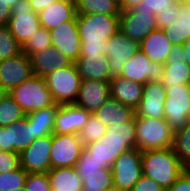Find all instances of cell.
Returning <instances> with one entry per match:
<instances>
[{
    "label": "cell",
    "instance_id": "cell-19",
    "mask_svg": "<svg viewBox=\"0 0 190 191\" xmlns=\"http://www.w3.org/2000/svg\"><path fill=\"white\" fill-rule=\"evenodd\" d=\"M166 88L162 82H147L143 85V94L135 109L139 118H164Z\"/></svg>",
    "mask_w": 190,
    "mask_h": 191
},
{
    "label": "cell",
    "instance_id": "cell-38",
    "mask_svg": "<svg viewBox=\"0 0 190 191\" xmlns=\"http://www.w3.org/2000/svg\"><path fill=\"white\" fill-rule=\"evenodd\" d=\"M28 173L22 168L0 173V191H15L24 188Z\"/></svg>",
    "mask_w": 190,
    "mask_h": 191
},
{
    "label": "cell",
    "instance_id": "cell-18",
    "mask_svg": "<svg viewBox=\"0 0 190 191\" xmlns=\"http://www.w3.org/2000/svg\"><path fill=\"white\" fill-rule=\"evenodd\" d=\"M91 114L75 104L60 105L55 116L53 134L79 135Z\"/></svg>",
    "mask_w": 190,
    "mask_h": 191
},
{
    "label": "cell",
    "instance_id": "cell-48",
    "mask_svg": "<svg viewBox=\"0 0 190 191\" xmlns=\"http://www.w3.org/2000/svg\"><path fill=\"white\" fill-rule=\"evenodd\" d=\"M57 1L58 0H29L32 10L35 13H39Z\"/></svg>",
    "mask_w": 190,
    "mask_h": 191
},
{
    "label": "cell",
    "instance_id": "cell-33",
    "mask_svg": "<svg viewBox=\"0 0 190 191\" xmlns=\"http://www.w3.org/2000/svg\"><path fill=\"white\" fill-rule=\"evenodd\" d=\"M172 149L181 164L190 169V122L173 133Z\"/></svg>",
    "mask_w": 190,
    "mask_h": 191
},
{
    "label": "cell",
    "instance_id": "cell-27",
    "mask_svg": "<svg viewBox=\"0 0 190 191\" xmlns=\"http://www.w3.org/2000/svg\"><path fill=\"white\" fill-rule=\"evenodd\" d=\"M94 114L108 128L131 120L135 110L110 97Z\"/></svg>",
    "mask_w": 190,
    "mask_h": 191
},
{
    "label": "cell",
    "instance_id": "cell-5",
    "mask_svg": "<svg viewBox=\"0 0 190 191\" xmlns=\"http://www.w3.org/2000/svg\"><path fill=\"white\" fill-rule=\"evenodd\" d=\"M81 43L108 41L119 31L120 16L104 14L76 15Z\"/></svg>",
    "mask_w": 190,
    "mask_h": 191
},
{
    "label": "cell",
    "instance_id": "cell-55",
    "mask_svg": "<svg viewBox=\"0 0 190 191\" xmlns=\"http://www.w3.org/2000/svg\"><path fill=\"white\" fill-rule=\"evenodd\" d=\"M187 86H188V89H189V91H190V81H189V83L187 84Z\"/></svg>",
    "mask_w": 190,
    "mask_h": 191
},
{
    "label": "cell",
    "instance_id": "cell-22",
    "mask_svg": "<svg viewBox=\"0 0 190 191\" xmlns=\"http://www.w3.org/2000/svg\"><path fill=\"white\" fill-rule=\"evenodd\" d=\"M33 75L44 77L73 64V62L55 47L50 46L30 56Z\"/></svg>",
    "mask_w": 190,
    "mask_h": 191
},
{
    "label": "cell",
    "instance_id": "cell-35",
    "mask_svg": "<svg viewBox=\"0 0 190 191\" xmlns=\"http://www.w3.org/2000/svg\"><path fill=\"white\" fill-rule=\"evenodd\" d=\"M107 129L108 128L98 119V117L92 113L88 122L83 126L79 133V137L85 146L86 144L103 137Z\"/></svg>",
    "mask_w": 190,
    "mask_h": 191
},
{
    "label": "cell",
    "instance_id": "cell-53",
    "mask_svg": "<svg viewBox=\"0 0 190 191\" xmlns=\"http://www.w3.org/2000/svg\"><path fill=\"white\" fill-rule=\"evenodd\" d=\"M172 2L179 3V4H184V3H189L190 0H172Z\"/></svg>",
    "mask_w": 190,
    "mask_h": 191
},
{
    "label": "cell",
    "instance_id": "cell-44",
    "mask_svg": "<svg viewBox=\"0 0 190 191\" xmlns=\"http://www.w3.org/2000/svg\"><path fill=\"white\" fill-rule=\"evenodd\" d=\"M108 41H101V43H81L80 56H89L94 54L107 53Z\"/></svg>",
    "mask_w": 190,
    "mask_h": 191
},
{
    "label": "cell",
    "instance_id": "cell-23",
    "mask_svg": "<svg viewBox=\"0 0 190 191\" xmlns=\"http://www.w3.org/2000/svg\"><path fill=\"white\" fill-rule=\"evenodd\" d=\"M108 57L104 54L79 56L74 62L82 80L108 81L112 79L109 72Z\"/></svg>",
    "mask_w": 190,
    "mask_h": 191
},
{
    "label": "cell",
    "instance_id": "cell-43",
    "mask_svg": "<svg viewBox=\"0 0 190 191\" xmlns=\"http://www.w3.org/2000/svg\"><path fill=\"white\" fill-rule=\"evenodd\" d=\"M171 2L172 0H142L140 5H137L131 10H146L152 15H155L162 9L164 10V8H166Z\"/></svg>",
    "mask_w": 190,
    "mask_h": 191
},
{
    "label": "cell",
    "instance_id": "cell-30",
    "mask_svg": "<svg viewBox=\"0 0 190 191\" xmlns=\"http://www.w3.org/2000/svg\"><path fill=\"white\" fill-rule=\"evenodd\" d=\"M59 106V104L54 103L52 106L33 111L26 115L28 121L33 123L35 138L53 134L55 116Z\"/></svg>",
    "mask_w": 190,
    "mask_h": 191
},
{
    "label": "cell",
    "instance_id": "cell-11",
    "mask_svg": "<svg viewBox=\"0 0 190 191\" xmlns=\"http://www.w3.org/2000/svg\"><path fill=\"white\" fill-rule=\"evenodd\" d=\"M163 74L164 65L151 61L139 50L125 62L120 76L144 85L147 82H161Z\"/></svg>",
    "mask_w": 190,
    "mask_h": 191
},
{
    "label": "cell",
    "instance_id": "cell-50",
    "mask_svg": "<svg viewBox=\"0 0 190 191\" xmlns=\"http://www.w3.org/2000/svg\"><path fill=\"white\" fill-rule=\"evenodd\" d=\"M184 61L190 66V40L182 45Z\"/></svg>",
    "mask_w": 190,
    "mask_h": 191
},
{
    "label": "cell",
    "instance_id": "cell-21",
    "mask_svg": "<svg viewBox=\"0 0 190 191\" xmlns=\"http://www.w3.org/2000/svg\"><path fill=\"white\" fill-rule=\"evenodd\" d=\"M182 45H174L164 64L162 83L165 88L188 84L190 81V66L184 61Z\"/></svg>",
    "mask_w": 190,
    "mask_h": 191
},
{
    "label": "cell",
    "instance_id": "cell-12",
    "mask_svg": "<svg viewBox=\"0 0 190 191\" xmlns=\"http://www.w3.org/2000/svg\"><path fill=\"white\" fill-rule=\"evenodd\" d=\"M52 134L36 138L20 155V166L27 173H48L51 170Z\"/></svg>",
    "mask_w": 190,
    "mask_h": 191
},
{
    "label": "cell",
    "instance_id": "cell-51",
    "mask_svg": "<svg viewBox=\"0 0 190 191\" xmlns=\"http://www.w3.org/2000/svg\"><path fill=\"white\" fill-rule=\"evenodd\" d=\"M7 94L8 92L0 85V103Z\"/></svg>",
    "mask_w": 190,
    "mask_h": 191
},
{
    "label": "cell",
    "instance_id": "cell-47",
    "mask_svg": "<svg viewBox=\"0 0 190 191\" xmlns=\"http://www.w3.org/2000/svg\"><path fill=\"white\" fill-rule=\"evenodd\" d=\"M12 16V8L4 0H0V26H7Z\"/></svg>",
    "mask_w": 190,
    "mask_h": 191
},
{
    "label": "cell",
    "instance_id": "cell-34",
    "mask_svg": "<svg viewBox=\"0 0 190 191\" xmlns=\"http://www.w3.org/2000/svg\"><path fill=\"white\" fill-rule=\"evenodd\" d=\"M25 116L19 104L7 94L0 103V126H9Z\"/></svg>",
    "mask_w": 190,
    "mask_h": 191
},
{
    "label": "cell",
    "instance_id": "cell-14",
    "mask_svg": "<svg viewBox=\"0 0 190 191\" xmlns=\"http://www.w3.org/2000/svg\"><path fill=\"white\" fill-rule=\"evenodd\" d=\"M106 56L112 78L120 76L125 62L140 50V42L130 39L120 30L108 40Z\"/></svg>",
    "mask_w": 190,
    "mask_h": 191
},
{
    "label": "cell",
    "instance_id": "cell-45",
    "mask_svg": "<svg viewBox=\"0 0 190 191\" xmlns=\"http://www.w3.org/2000/svg\"><path fill=\"white\" fill-rule=\"evenodd\" d=\"M131 191H166L151 178L142 175L133 185Z\"/></svg>",
    "mask_w": 190,
    "mask_h": 191
},
{
    "label": "cell",
    "instance_id": "cell-8",
    "mask_svg": "<svg viewBox=\"0 0 190 191\" xmlns=\"http://www.w3.org/2000/svg\"><path fill=\"white\" fill-rule=\"evenodd\" d=\"M115 191H131L133 185L143 175L141 151L132 148L121 153L111 166Z\"/></svg>",
    "mask_w": 190,
    "mask_h": 191
},
{
    "label": "cell",
    "instance_id": "cell-29",
    "mask_svg": "<svg viewBox=\"0 0 190 191\" xmlns=\"http://www.w3.org/2000/svg\"><path fill=\"white\" fill-rule=\"evenodd\" d=\"M51 191H83V181L75 167H60L48 172Z\"/></svg>",
    "mask_w": 190,
    "mask_h": 191
},
{
    "label": "cell",
    "instance_id": "cell-4",
    "mask_svg": "<svg viewBox=\"0 0 190 191\" xmlns=\"http://www.w3.org/2000/svg\"><path fill=\"white\" fill-rule=\"evenodd\" d=\"M8 94L19 104L26 115L55 103L44 77L36 75H32L20 85L12 88Z\"/></svg>",
    "mask_w": 190,
    "mask_h": 191
},
{
    "label": "cell",
    "instance_id": "cell-6",
    "mask_svg": "<svg viewBox=\"0 0 190 191\" xmlns=\"http://www.w3.org/2000/svg\"><path fill=\"white\" fill-rule=\"evenodd\" d=\"M44 79L55 103L59 105L75 103L82 79L74 63L47 74Z\"/></svg>",
    "mask_w": 190,
    "mask_h": 191
},
{
    "label": "cell",
    "instance_id": "cell-28",
    "mask_svg": "<svg viewBox=\"0 0 190 191\" xmlns=\"http://www.w3.org/2000/svg\"><path fill=\"white\" fill-rule=\"evenodd\" d=\"M178 14L175 22L162 30L174 45H183L190 40V2L180 4Z\"/></svg>",
    "mask_w": 190,
    "mask_h": 191
},
{
    "label": "cell",
    "instance_id": "cell-40",
    "mask_svg": "<svg viewBox=\"0 0 190 191\" xmlns=\"http://www.w3.org/2000/svg\"><path fill=\"white\" fill-rule=\"evenodd\" d=\"M24 187L27 191H51L48 173H28Z\"/></svg>",
    "mask_w": 190,
    "mask_h": 191
},
{
    "label": "cell",
    "instance_id": "cell-7",
    "mask_svg": "<svg viewBox=\"0 0 190 191\" xmlns=\"http://www.w3.org/2000/svg\"><path fill=\"white\" fill-rule=\"evenodd\" d=\"M190 113V91L187 84L166 88L164 118L173 132L182 129L188 123Z\"/></svg>",
    "mask_w": 190,
    "mask_h": 191
},
{
    "label": "cell",
    "instance_id": "cell-9",
    "mask_svg": "<svg viewBox=\"0 0 190 191\" xmlns=\"http://www.w3.org/2000/svg\"><path fill=\"white\" fill-rule=\"evenodd\" d=\"M7 27L21 46L41 27L38 13L33 12L29 0H19L12 7Z\"/></svg>",
    "mask_w": 190,
    "mask_h": 191
},
{
    "label": "cell",
    "instance_id": "cell-16",
    "mask_svg": "<svg viewBox=\"0 0 190 191\" xmlns=\"http://www.w3.org/2000/svg\"><path fill=\"white\" fill-rule=\"evenodd\" d=\"M49 32L52 46L74 63L81 52V39L78 33L76 17L49 30Z\"/></svg>",
    "mask_w": 190,
    "mask_h": 191
},
{
    "label": "cell",
    "instance_id": "cell-39",
    "mask_svg": "<svg viewBox=\"0 0 190 191\" xmlns=\"http://www.w3.org/2000/svg\"><path fill=\"white\" fill-rule=\"evenodd\" d=\"M74 167L78 174L101 173V169H105L103 164L94 159L85 147L82 149L80 158Z\"/></svg>",
    "mask_w": 190,
    "mask_h": 191
},
{
    "label": "cell",
    "instance_id": "cell-41",
    "mask_svg": "<svg viewBox=\"0 0 190 191\" xmlns=\"http://www.w3.org/2000/svg\"><path fill=\"white\" fill-rule=\"evenodd\" d=\"M179 6V3L171 2L164 10L155 14L158 29H164L175 22L176 16H179Z\"/></svg>",
    "mask_w": 190,
    "mask_h": 191
},
{
    "label": "cell",
    "instance_id": "cell-49",
    "mask_svg": "<svg viewBox=\"0 0 190 191\" xmlns=\"http://www.w3.org/2000/svg\"><path fill=\"white\" fill-rule=\"evenodd\" d=\"M118 3L122 12L131 10L137 5H140L142 3V0H118Z\"/></svg>",
    "mask_w": 190,
    "mask_h": 191
},
{
    "label": "cell",
    "instance_id": "cell-31",
    "mask_svg": "<svg viewBox=\"0 0 190 191\" xmlns=\"http://www.w3.org/2000/svg\"><path fill=\"white\" fill-rule=\"evenodd\" d=\"M76 14H104L120 16L118 0H75Z\"/></svg>",
    "mask_w": 190,
    "mask_h": 191
},
{
    "label": "cell",
    "instance_id": "cell-32",
    "mask_svg": "<svg viewBox=\"0 0 190 191\" xmlns=\"http://www.w3.org/2000/svg\"><path fill=\"white\" fill-rule=\"evenodd\" d=\"M83 181V191H115L111 169H101V173L79 174Z\"/></svg>",
    "mask_w": 190,
    "mask_h": 191
},
{
    "label": "cell",
    "instance_id": "cell-13",
    "mask_svg": "<svg viewBox=\"0 0 190 191\" xmlns=\"http://www.w3.org/2000/svg\"><path fill=\"white\" fill-rule=\"evenodd\" d=\"M35 129L25 116L9 126H0V150L20 153L35 140Z\"/></svg>",
    "mask_w": 190,
    "mask_h": 191
},
{
    "label": "cell",
    "instance_id": "cell-24",
    "mask_svg": "<svg viewBox=\"0 0 190 191\" xmlns=\"http://www.w3.org/2000/svg\"><path fill=\"white\" fill-rule=\"evenodd\" d=\"M75 0H58L38 13L40 25L47 30L76 17Z\"/></svg>",
    "mask_w": 190,
    "mask_h": 191
},
{
    "label": "cell",
    "instance_id": "cell-25",
    "mask_svg": "<svg viewBox=\"0 0 190 191\" xmlns=\"http://www.w3.org/2000/svg\"><path fill=\"white\" fill-rule=\"evenodd\" d=\"M110 93L112 98L135 110L141 101L143 84L122 76L114 77L110 80Z\"/></svg>",
    "mask_w": 190,
    "mask_h": 191
},
{
    "label": "cell",
    "instance_id": "cell-3",
    "mask_svg": "<svg viewBox=\"0 0 190 191\" xmlns=\"http://www.w3.org/2000/svg\"><path fill=\"white\" fill-rule=\"evenodd\" d=\"M136 148L140 151L172 147L173 131L165 118L135 116Z\"/></svg>",
    "mask_w": 190,
    "mask_h": 191
},
{
    "label": "cell",
    "instance_id": "cell-17",
    "mask_svg": "<svg viewBox=\"0 0 190 191\" xmlns=\"http://www.w3.org/2000/svg\"><path fill=\"white\" fill-rule=\"evenodd\" d=\"M33 75L30 57L25 53L0 61V85L9 92Z\"/></svg>",
    "mask_w": 190,
    "mask_h": 191
},
{
    "label": "cell",
    "instance_id": "cell-54",
    "mask_svg": "<svg viewBox=\"0 0 190 191\" xmlns=\"http://www.w3.org/2000/svg\"><path fill=\"white\" fill-rule=\"evenodd\" d=\"M15 191H27V190H26L25 187H24V188L17 189V190H15Z\"/></svg>",
    "mask_w": 190,
    "mask_h": 191
},
{
    "label": "cell",
    "instance_id": "cell-46",
    "mask_svg": "<svg viewBox=\"0 0 190 191\" xmlns=\"http://www.w3.org/2000/svg\"><path fill=\"white\" fill-rule=\"evenodd\" d=\"M167 191H190V169H185Z\"/></svg>",
    "mask_w": 190,
    "mask_h": 191
},
{
    "label": "cell",
    "instance_id": "cell-2",
    "mask_svg": "<svg viewBox=\"0 0 190 191\" xmlns=\"http://www.w3.org/2000/svg\"><path fill=\"white\" fill-rule=\"evenodd\" d=\"M142 173L168 190L186 169L172 147L141 151Z\"/></svg>",
    "mask_w": 190,
    "mask_h": 191
},
{
    "label": "cell",
    "instance_id": "cell-26",
    "mask_svg": "<svg viewBox=\"0 0 190 191\" xmlns=\"http://www.w3.org/2000/svg\"><path fill=\"white\" fill-rule=\"evenodd\" d=\"M174 44L167 39L162 29L152 31L140 42V50L153 61L165 64Z\"/></svg>",
    "mask_w": 190,
    "mask_h": 191
},
{
    "label": "cell",
    "instance_id": "cell-1",
    "mask_svg": "<svg viewBox=\"0 0 190 191\" xmlns=\"http://www.w3.org/2000/svg\"><path fill=\"white\" fill-rule=\"evenodd\" d=\"M85 148L100 164L111 169L121 153L136 148L135 116L127 122L109 126L103 137L86 144Z\"/></svg>",
    "mask_w": 190,
    "mask_h": 191
},
{
    "label": "cell",
    "instance_id": "cell-15",
    "mask_svg": "<svg viewBox=\"0 0 190 191\" xmlns=\"http://www.w3.org/2000/svg\"><path fill=\"white\" fill-rule=\"evenodd\" d=\"M157 29L155 15L146 10H128L120 13L119 30L130 39L141 42Z\"/></svg>",
    "mask_w": 190,
    "mask_h": 191
},
{
    "label": "cell",
    "instance_id": "cell-36",
    "mask_svg": "<svg viewBox=\"0 0 190 191\" xmlns=\"http://www.w3.org/2000/svg\"><path fill=\"white\" fill-rule=\"evenodd\" d=\"M50 46H52V44L49 30L40 27L22 46V52L30 57L32 54L40 52Z\"/></svg>",
    "mask_w": 190,
    "mask_h": 191
},
{
    "label": "cell",
    "instance_id": "cell-37",
    "mask_svg": "<svg viewBox=\"0 0 190 191\" xmlns=\"http://www.w3.org/2000/svg\"><path fill=\"white\" fill-rule=\"evenodd\" d=\"M22 52V46L11 34L7 26H0V61L14 57Z\"/></svg>",
    "mask_w": 190,
    "mask_h": 191
},
{
    "label": "cell",
    "instance_id": "cell-10",
    "mask_svg": "<svg viewBox=\"0 0 190 191\" xmlns=\"http://www.w3.org/2000/svg\"><path fill=\"white\" fill-rule=\"evenodd\" d=\"M84 147L79 135L52 134L50 149L51 169L74 167Z\"/></svg>",
    "mask_w": 190,
    "mask_h": 191
},
{
    "label": "cell",
    "instance_id": "cell-20",
    "mask_svg": "<svg viewBox=\"0 0 190 191\" xmlns=\"http://www.w3.org/2000/svg\"><path fill=\"white\" fill-rule=\"evenodd\" d=\"M110 97V82L82 80L74 104L90 113H95Z\"/></svg>",
    "mask_w": 190,
    "mask_h": 191
},
{
    "label": "cell",
    "instance_id": "cell-42",
    "mask_svg": "<svg viewBox=\"0 0 190 191\" xmlns=\"http://www.w3.org/2000/svg\"><path fill=\"white\" fill-rule=\"evenodd\" d=\"M20 167L19 153L0 150V173L10 172Z\"/></svg>",
    "mask_w": 190,
    "mask_h": 191
},
{
    "label": "cell",
    "instance_id": "cell-52",
    "mask_svg": "<svg viewBox=\"0 0 190 191\" xmlns=\"http://www.w3.org/2000/svg\"><path fill=\"white\" fill-rule=\"evenodd\" d=\"M12 8L19 0H4Z\"/></svg>",
    "mask_w": 190,
    "mask_h": 191
}]
</instances>
